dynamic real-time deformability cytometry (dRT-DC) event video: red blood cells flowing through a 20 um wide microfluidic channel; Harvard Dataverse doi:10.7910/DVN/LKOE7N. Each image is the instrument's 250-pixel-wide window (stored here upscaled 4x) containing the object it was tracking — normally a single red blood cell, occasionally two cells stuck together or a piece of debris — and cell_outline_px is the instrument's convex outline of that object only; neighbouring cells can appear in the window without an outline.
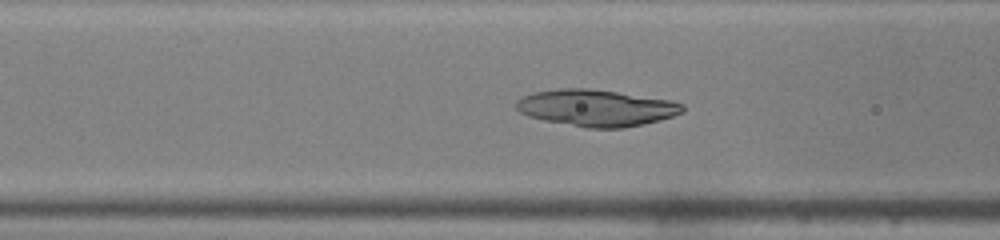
{"species": "common noctule bat (a hibernating species)", "species_latin": "Nyctalus noctula", "temperature_condition": "warm", "stored_images_in_passage": 32, "camera_frame_rate_fps": 3000, "um_per_image_px": 0.085, "animal": {"sex": "male", "body_mass_g": 19.0, "forearm_length_mm": 50.8}, "frame": {"image": 1, "passage_image": 4, "time_ms": 1.0, "image_size_px": [1000, 240], "cell_outline_px": [[684, 112], [660, 120], [644, 124], [624, 128], [584, 128], [544, 120], [528, 116], [520, 112], [516, 108], [516, 100], [532, 92], [560, 88], [588, 88], [672, 100], [684, 104]], "centroid_in_image_um": [50.69, 9.17], "position_along_channel_um": 115.9, "area_um2": 35.66}}
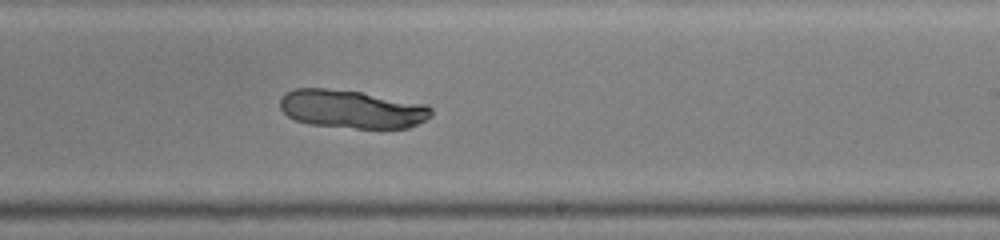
{"frame": {"image": 2, "passage_image": 14, "time_ms": 4.333, "image_size_px": [1000, 240], "cell_outline_px": [[432, 116], [408, 128], [356, 128], [308, 124], [296, 120], [288, 116], [280, 108], [280, 96], [296, 88], [324, 88], [360, 92], [428, 104], [432, 108]], "centroid_in_image_um": [29.91, 9.27], "position_along_channel_um": 259.1, "area_um2": 33.76}}
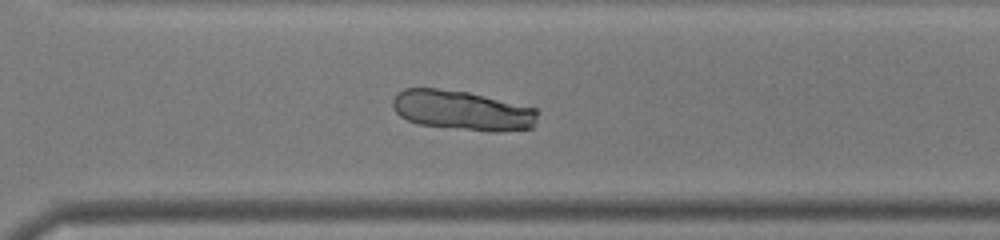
{"frame": {"image": 3, "passage_image": 19, "time_ms": 6.0, "image_size_px": [1000, 240], "cell_outline_px": [[536, 116], [532, 128], [500, 132], [492, 132], [416, 124], [400, 116], [396, 112], [392, 104], [392, 100], [404, 88], [436, 88], [468, 92], [536, 108]], "centroid_in_image_um": [39.27, 9.39], "position_along_channel_um": 331.3, "area_um2": 33.35}}